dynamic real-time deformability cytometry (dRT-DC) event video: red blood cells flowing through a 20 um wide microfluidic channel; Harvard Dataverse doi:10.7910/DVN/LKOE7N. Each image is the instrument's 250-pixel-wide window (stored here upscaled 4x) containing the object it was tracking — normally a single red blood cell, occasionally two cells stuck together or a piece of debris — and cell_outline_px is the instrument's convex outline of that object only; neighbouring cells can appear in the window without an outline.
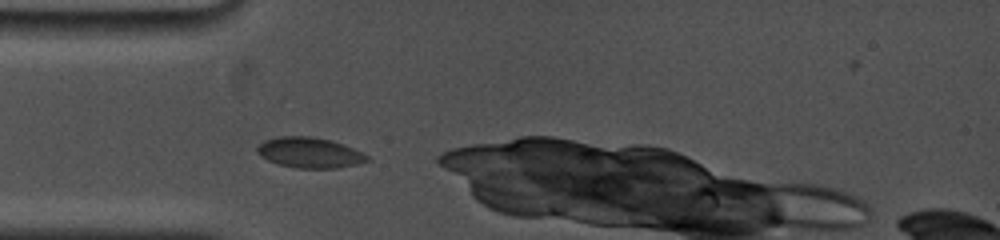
{"species": "common noctule bat (a hibernating species)", "species_latin": "Nyctalus noctula", "temperature_condition": "cold", "stored_images_in_passage": 44, "camera_frame_rate_fps": 5000, "um_per_image_px": 0.085, "animal": {"sex": "female", "body_mass_g": 19.0, "forearm_length_mm": 53.3}, "frame": {"image": 1, "passage_image": 3, "time_ms": 0.6, "image_size_px": [1000, 240], "cell_outline_px": [[372, 160], [356, 164], [336, 168], [296, 168], [280, 164], [268, 160], [256, 152], [256, 148], [264, 140], [280, 136], [312, 136], [332, 140], [344, 144], [368, 156]], "centroid_in_image_um": [26.32, 12.96], "position_along_channel_um": 58.7, "area_um2": 19.48}}
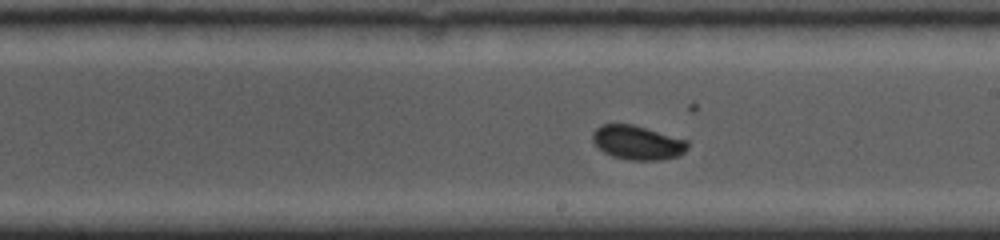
{"frame": {"image": 2, "passage_image": 24, "time_ms": 5.4, "image_size_px": [1000, 240], "cell_outline_px": [[688, 148], [680, 156], [660, 160], [628, 160], [612, 156], [604, 152], [592, 140], [592, 132], [600, 124], [632, 124], [688, 140]], "centroid_in_image_um": [54.19, 12.12], "position_along_channel_um": 234.8, "area_um2": 18.96}}
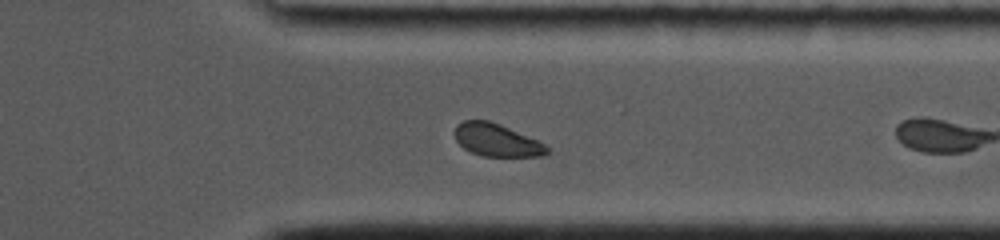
{"frame": {"image": 3, "passage_image": 39, "time_ms": 9.0, "image_size_px": [1000, 240], "cell_outline_px": [[552, 152], [544, 156], [484, 156], [472, 152], [464, 148], [456, 140], [452, 132], [456, 124], [464, 120], [488, 120], [500, 124], [540, 140]], "centroid_in_image_um": [42.23, 11.89], "position_along_channel_um": 369.2, "area_um2": 17.86}}